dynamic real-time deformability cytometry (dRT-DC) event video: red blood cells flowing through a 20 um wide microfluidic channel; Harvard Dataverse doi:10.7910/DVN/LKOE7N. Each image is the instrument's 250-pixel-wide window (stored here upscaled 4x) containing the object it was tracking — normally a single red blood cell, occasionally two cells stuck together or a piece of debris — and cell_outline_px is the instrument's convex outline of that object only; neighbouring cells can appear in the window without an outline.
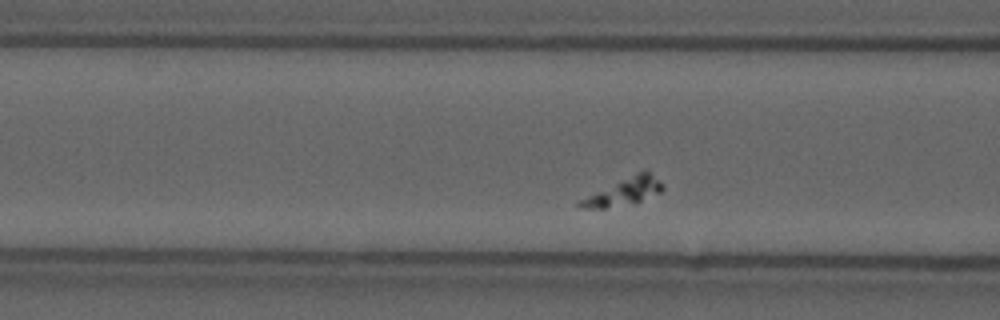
{"species": "common noctule bat (a hibernating species)", "species_latin": "Nyctalus noctula", "temperature_condition": "cold", "stored_images_in_passage": 46, "camera_frame_rate_fps": 3000, "um_per_image_px": 0.085, "animal": {"sex": "male", "forearm_length_mm": 52.5}, "frame": {"image": 1, "passage_image": 10, "time_ms": 3.0, "image_size_px": [1000, 320], "cell_outline_px": [[664, 188], [660, 192], [640, 200], [604, 208], [576, 208], [576, 200], [644, 168], [648, 168], [664, 184]], "centroid_in_image_um": [53.0, 16.23], "position_along_channel_um": 113.6, "area_um2": 13.35}}